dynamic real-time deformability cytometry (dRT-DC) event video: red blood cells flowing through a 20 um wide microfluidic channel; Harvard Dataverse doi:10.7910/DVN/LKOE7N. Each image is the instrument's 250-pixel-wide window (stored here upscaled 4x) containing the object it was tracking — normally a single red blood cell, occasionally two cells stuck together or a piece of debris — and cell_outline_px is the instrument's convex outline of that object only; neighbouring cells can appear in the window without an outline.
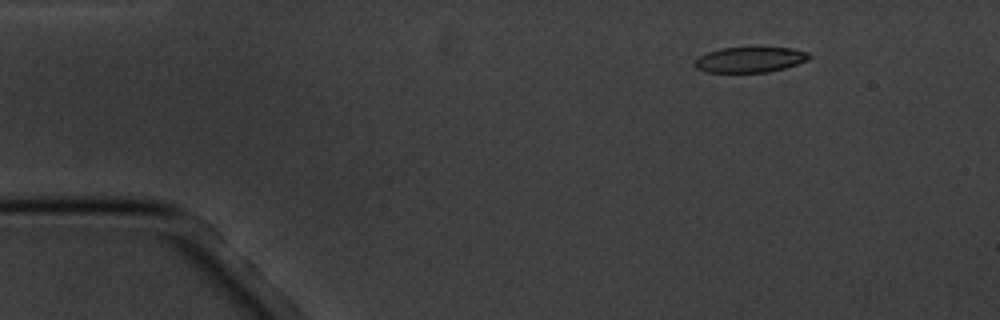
{"species": "common noctule bat (a hibernating species)", "species_latin": "Nyctalus noctula", "temperature_condition": "cold", "stored_images_in_passage": 4, "camera_frame_rate_fps": 3000, "um_per_image_px": 0.085, "animal": {"sex": "male", "body_mass_g": 20.1, "forearm_length_mm": 53.5}, "frame": {"image": 1, "passage_image": 2, "time_ms": 1.0, "image_size_px": [1000, 320], "cell_outline_px": [[812, 56], [808, 60], [784, 68], [768, 72], [708, 72], [696, 68], [692, 64], [692, 60], [708, 52], [720, 48], [792, 48], [808, 52]], "centroid_in_image_um": [63.72, 5.07], "position_along_channel_um": 21.3, "area_um2": 16.94}}